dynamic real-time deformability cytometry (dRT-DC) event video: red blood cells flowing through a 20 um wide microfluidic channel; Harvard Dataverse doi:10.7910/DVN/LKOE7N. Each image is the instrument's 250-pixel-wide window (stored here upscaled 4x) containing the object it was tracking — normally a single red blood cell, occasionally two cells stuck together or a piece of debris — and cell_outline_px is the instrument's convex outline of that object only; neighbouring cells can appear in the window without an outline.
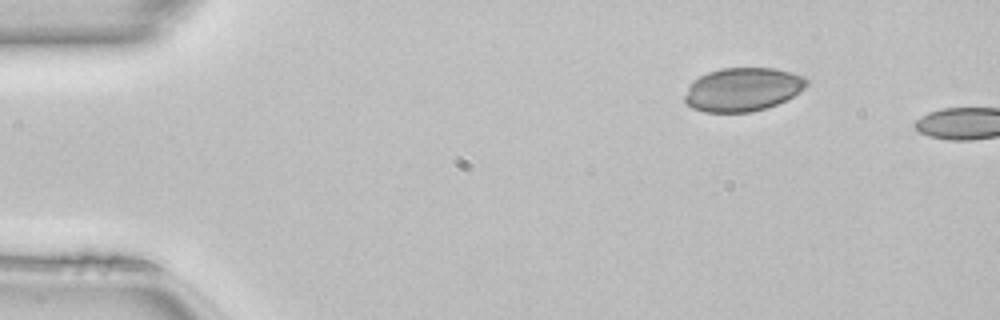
{"species": "common noctule bat (a hibernating species)", "species_latin": "Nyctalus noctula", "temperature_condition": "room temperature", "stored_images_in_passage": 4, "camera_frame_rate_fps": 3000, "um_per_image_px": 0.085, "animal": {"sex": "female", "body_mass_g": 22.7, "forearm_length_mm": 54.2}, "frame": {"image": 1, "passage_image": 1, "time_ms": 0.0, "image_size_px": [1000, 320], "cell_outline_px": [[808, 84], [804, 88], [792, 96], [776, 104], [752, 112], [704, 112], [692, 108], [684, 100], [684, 96], [688, 84], [692, 80], [708, 72], [720, 68], [776, 68], [792, 72], [804, 76], [808, 80]], "centroid_in_image_um": [63.1, 7.59], "position_along_channel_um": 21.9, "area_um2": 31.04}}